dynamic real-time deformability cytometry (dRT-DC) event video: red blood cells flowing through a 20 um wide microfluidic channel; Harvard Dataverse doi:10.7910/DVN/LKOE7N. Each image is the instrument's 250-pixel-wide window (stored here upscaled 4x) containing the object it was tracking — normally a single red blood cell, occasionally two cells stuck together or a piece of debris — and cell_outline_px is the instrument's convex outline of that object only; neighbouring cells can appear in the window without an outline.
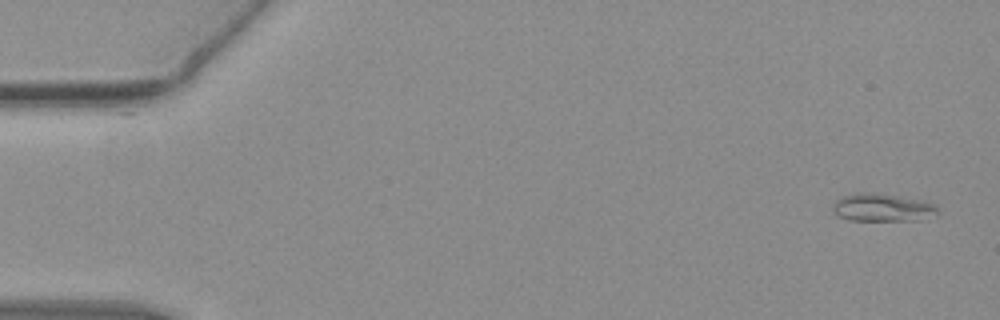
{"species": "common noctule bat (a hibernating species)", "species_latin": "Nyctalus noctula", "temperature_condition": "warm", "stored_images_in_passage": 54, "camera_frame_rate_fps": 3000, "um_per_image_px": 0.085, "animal": {"sex": "female", "body_mass_g": 19.3, "forearm_length_mm": 54.1}, "frame": {"image": 1, "passage_image": 2, "time_ms": 0.333, "image_size_px": [1000, 320], "cell_outline_px": [[936, 212], [916, 220], [852, 220], [840, 216], [832, 208], [836, 200], [844, 196], [892, 196], [920, 200], [936, 204]], "centroid_in_image_um": [75.02, 17.69], "position_along_channel_um": 10.0, "area_um2": 15.37}}
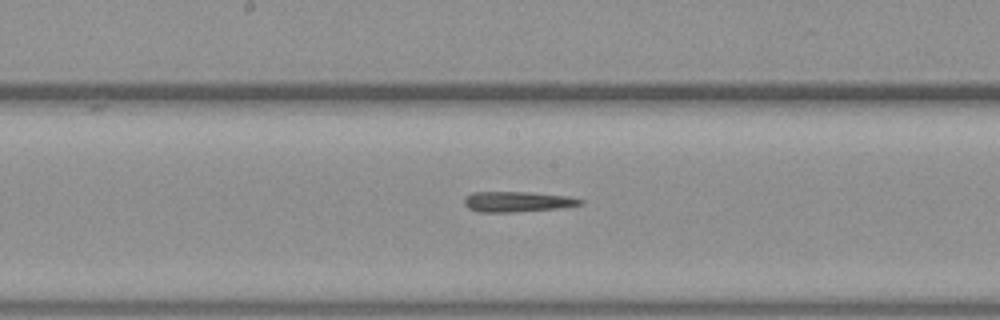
{"frame": {"image": 2, "passage_image": 28, "time_ms": 9.0, "image_size_px": [1000, 320], "cell_outline_px": [[584, 204], [560, 208], [512, 212], [480, 212], [468, 208], [464, 204], [464, 196], [472, 192], [528, 192], [572, 196], [584, 200]], "centroid_in_image_um": [44.0, 17.13], "position_along_channel_um": 204.2, "area_um2": 13.99}}
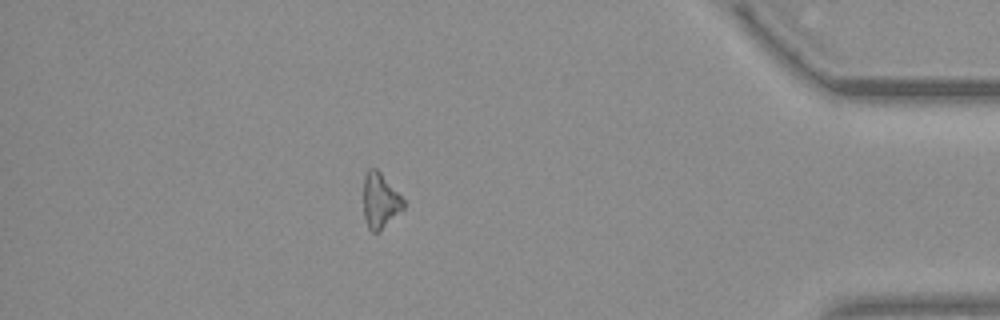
{"frame": {"image": 3, "passage_image": 47, "time_ms": 15.333, "image_size_px": [1000, 320], "cell_outline_px": [[404, 208], [380, 232], [372, 232], [368, 228], [364, 216], [364, 176], [368, 168], [376, 168], [380, 172], [404, 200]], "centroid_in_image_um": [32.3, 17.08], "position_along_channel_um": 402.9, "area_um2": 12.77}}